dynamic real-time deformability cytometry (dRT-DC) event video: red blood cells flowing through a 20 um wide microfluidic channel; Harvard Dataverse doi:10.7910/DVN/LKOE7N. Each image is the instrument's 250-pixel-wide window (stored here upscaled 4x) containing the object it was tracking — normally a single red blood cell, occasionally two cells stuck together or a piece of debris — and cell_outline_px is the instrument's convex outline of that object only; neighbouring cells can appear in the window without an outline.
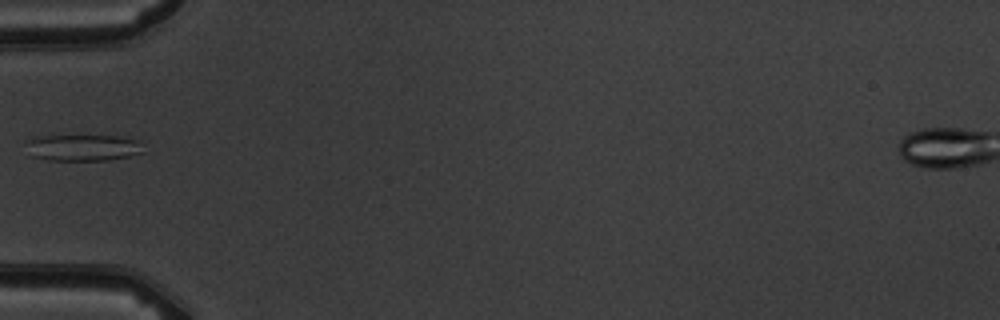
{"species": "common noctule bat (a hibernating species)", "species_latin": "Nyctalus noctula", "temperature_condition": "warm", "stored_images_in_passage": 6, "camera_frame_rate_fps": 3000, "um_per_image_px": 0.085, "animal": {"sex": "male", "body_mass_g": 19.5, "forearm_length_mm": 54.6}, "frame": {"image": 1, "passage_image": 5, "time_ms": 5.667, "image_size_px": [1000, 320], "cell_outline_px": [[144, 152], [128, 156], [108, 160], [48, 160], [32, 156], [28, 140], [32, 136], [48, 132], [116, 136], [136, 140]], "centroid_in_image_um": [6.95, 12.48], "position_along_channel_um": 78.1, "area_um2": 18.84}}
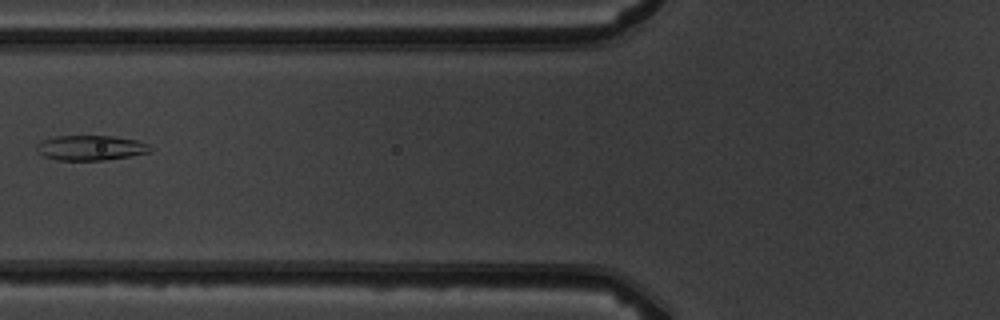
{"frame": {"image": 2, "passage_image": 6, "time_ms": 6.667, "image_size_px": [1000, 320], "cell_outline_px": [[152, 152], [104, 160], [56, 160], [44, 156], [36, 148], [36, 144], [44, 140], [56, 136], [112, 136], [136, 140], [148, 144], [152, 148]], "centroid_in_image_um": [7.72, 12.56], "position_along_channel_um": 118.1, "area_um2": 16.42}}